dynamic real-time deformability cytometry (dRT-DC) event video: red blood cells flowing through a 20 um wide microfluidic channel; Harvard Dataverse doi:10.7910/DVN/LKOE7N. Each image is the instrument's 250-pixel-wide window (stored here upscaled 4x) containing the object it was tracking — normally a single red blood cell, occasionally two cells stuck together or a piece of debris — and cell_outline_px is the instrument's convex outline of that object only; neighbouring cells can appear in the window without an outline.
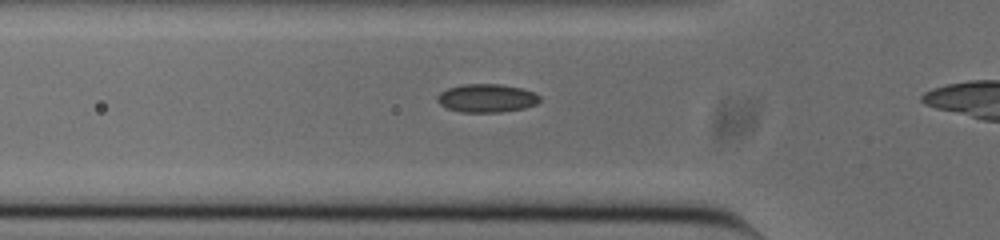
{"species": "common noctule bat (a hibernating species)", "species_latin": "Nyctalus noctula", "temperature_condition": "cold", "stored_images_in_passage": 4, "camera_frame_rate_fps": 3000, "um_per_image_px": 0.085, "animal": {"sex": "male", "body_mass_g": 20.0, "forearm_length_mm": 53.3}, "frame": {"image": 1, "passage_image": 2, "time_ms": 0.333, "image_size_px": [1000, 240], "cell_outline_px": [[540, 100], [536, 104], [524, 108], [500, 112], [460, 112], [448, 108], [440, 104], [436, 100], [436, 96], [440, 92], [448, 88], [464, 84], [500, 84], [520, 88], [532, 92], [540, 96]], "centroid_in_image_um": [41.34, 8.34], "position_along_channel_um": 84.5, "area_um2": 16.82}}